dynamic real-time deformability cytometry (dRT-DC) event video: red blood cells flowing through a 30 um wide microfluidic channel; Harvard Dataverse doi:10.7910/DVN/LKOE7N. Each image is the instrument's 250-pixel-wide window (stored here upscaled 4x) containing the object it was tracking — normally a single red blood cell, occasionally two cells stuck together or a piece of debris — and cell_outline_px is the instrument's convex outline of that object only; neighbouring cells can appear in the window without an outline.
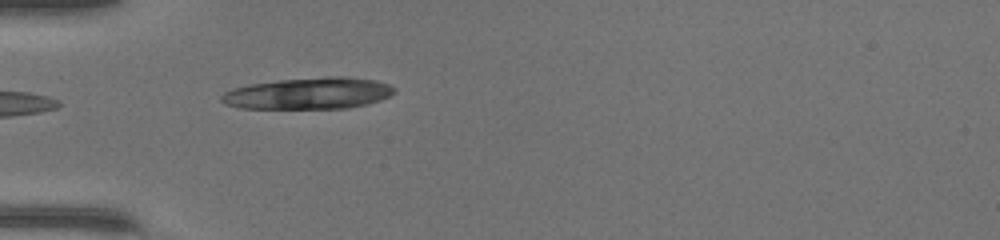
{"species": "common noctule bat (a hibernating species)", "species_latin": "Nyctalus noctula", "temperature_condition": "warm", "stored_images_in_passage": 4, "camera_frame_rate_fps": 3000, "um_per_image_px": 0.085, "animal": {"sex": "female", "body_mass_g": 17.0, "forearm_length_mm": 48.0}, "frame": {"image": 1, "passage_image": 1, "time_ms": 0.0, "image_size_px": [1000, 240], "cell_outline_px": [[396, 92], [380, 100], [368, 104], [348, 108], [240, 108], [224, 104], [220, 100], [220, 96], [224, 92], [232, 88], [252, 84], [280, 80], [328, 76], [344, 76], [376, 80], [388, 84], [396, 88]], "centroid_in_image_um": [26.24, 7.93], "position_along_channel_um": 58.8, "area_um2": 31.85}}